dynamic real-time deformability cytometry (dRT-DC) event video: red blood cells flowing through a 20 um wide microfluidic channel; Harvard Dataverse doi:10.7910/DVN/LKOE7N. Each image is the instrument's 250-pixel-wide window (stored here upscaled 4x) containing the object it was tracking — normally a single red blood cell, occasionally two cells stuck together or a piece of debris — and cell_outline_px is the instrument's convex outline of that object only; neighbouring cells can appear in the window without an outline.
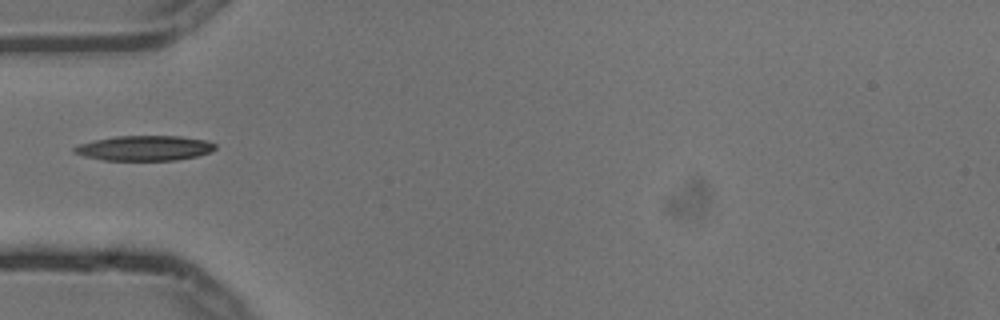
{"species": "common noctule bat (a hibernating species)", "species_latin": "Nyctalus noctula", "temperature_condition": "cold", "stored_images_in_passage": 5, "camera_frame_rate_fps": 3000, "um_per_image_px": 0.085, "animal": {"sex": "male", "body_mass_g": 13.3}, "frame": {"image": 1, "passage_image": 4, "time_ms": 1.0, "image_size_px": [1000, 320], "cell_outline_px": [[216, 148], [208, 152], [196, 156], [176, 160], [104, 160], [84, 156], [72, 152], [72, 148], [80, 144], [96, 140], [116, 136], [180, 136], [204, 140], [216, 144]], "centroid_in_image_um": [12.26, 12.59], "position_along_channel_um": 72.7, "area_um2": 20.35}}
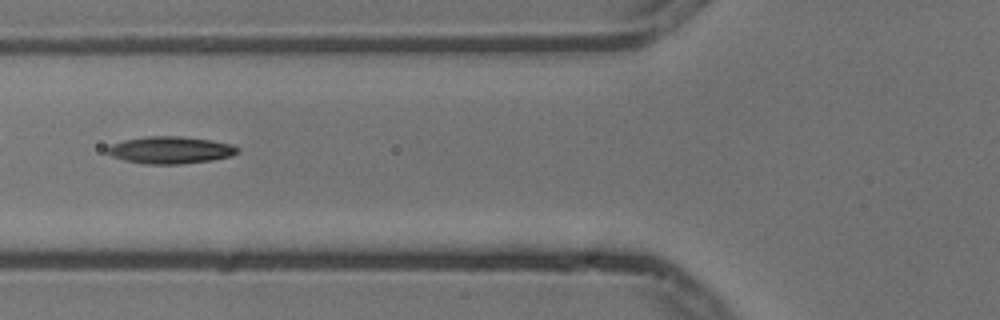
{"frame": {"image": 2, "passage_image": 5, "time_ms": 1.333, "image_size_px": [1000, 320], "cell_outline_px": [[240, 152], [232, 156], [212, 160], [180, 164], [144, 164], [124, 160], [112, 156], [104, 152], [104, 148], [112, 144], [124, 140], [144, 136], [180, 136], [212, 140], [232, 144], [240, 148]], "centroid_in_image_um": [14.48, 12.75], "position_along_channel_um": 111.3, "area_um2": 20.92}}